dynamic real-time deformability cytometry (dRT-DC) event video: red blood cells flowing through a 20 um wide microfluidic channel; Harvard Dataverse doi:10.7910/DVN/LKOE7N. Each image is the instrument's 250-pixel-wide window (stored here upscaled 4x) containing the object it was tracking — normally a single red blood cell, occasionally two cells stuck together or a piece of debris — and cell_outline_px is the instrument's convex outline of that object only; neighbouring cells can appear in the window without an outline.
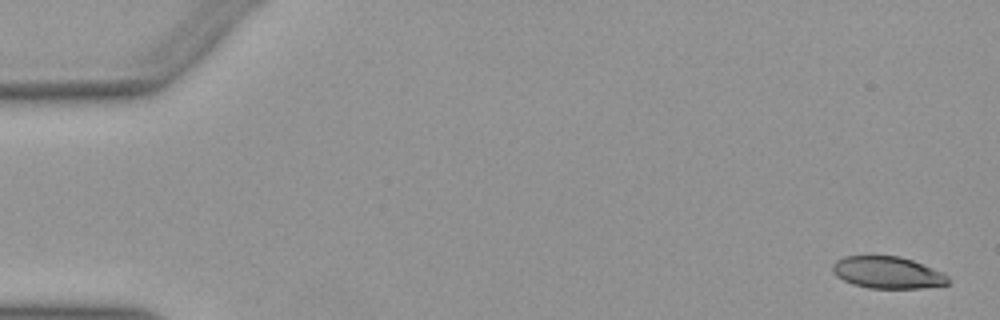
{"species": "Egyptian fruit bat (a non-hibernating species)", "species_latin": "Rousettus aegyptiacus", "temperature_condition": "warm", "stored_images_in_passage": 52, "camera_frame_rate_fps": 3000, "um_per_image_px": 0.085, "animal": {"sex": "female"}, "frame": {"image": 1, "passage_image": 2, "time_ms": 0.333, "image_size_px": [1000, 320], "cell_outline_px": [[948, 284], [920, 288], [868, 288], [852, 284], [836, 276], [832, 272], [832, 264], [836, 260], [844, 256], [900, 256], [912, 260], [932, 268], [948, 276]], "centroid_in_image_um": [75.39, 23.16], "position_along_channel_um": 9.6, "area_um2": 21.39}}
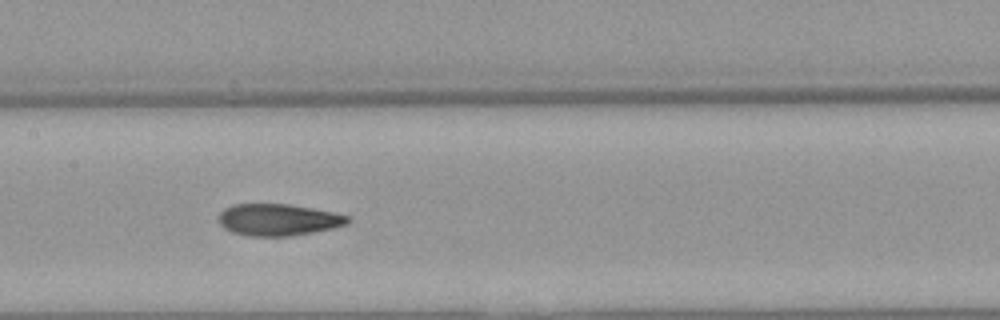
{"frame": {"image": 2, "passage_image": 26, "time_ms": 8.333, "image_size_px": [1000, 320], "cell_outline_px": [[352, 220], [348, 224], [316, 232], [288, 236], [248, 236], [232, 232], [224, 228], [216, 220], [216, 216], [224, 208], [232, 204], [288, 204], [312, 208], [352, 216]], "centroid_in_image_um": [23.64, 18.68], "position_along_channel_um": 183.8, "area_um2": 24.28}}
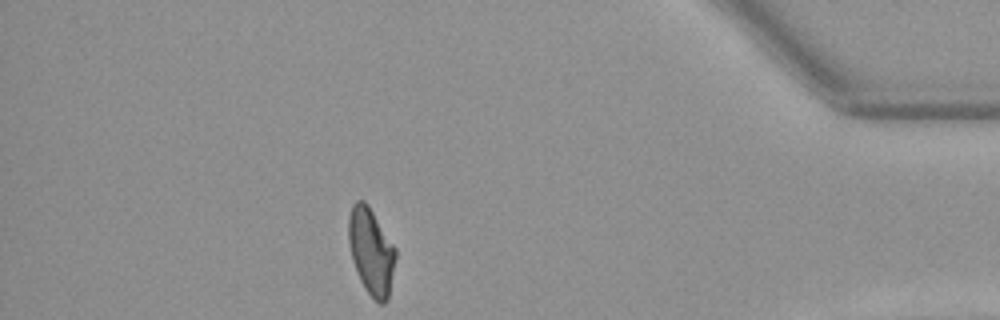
{"frame": {"image": 3, "passage_image": 46, "time_ms": 15.0, "image_size_px": [1000, 320], "cell_outline_px": [[396, 256], [388, 300], [384, 304], [380, 304], [364, 288], [360, 280], [352, 260], [348, 240], [348, 216], [352, 204], [356, 200], [364, 200], [368, 204], [396, 248]], "centroid_in_image_um": [31.54, 21.34], "position_along_channel_um": 403.7, "area_um2": 23.81}, "authors_computed_cell_mechanics": {"area_um2": 23.8136, "velocity_mm_per_s": 3.9692, "shape_relaxation_time_tau1_ms": 6.7859, "shape_relaxation_time_tau2_ms": 2.1688, "deformation_change_tau1": 0.204, "deformation_change_tau2": 0.0964}}